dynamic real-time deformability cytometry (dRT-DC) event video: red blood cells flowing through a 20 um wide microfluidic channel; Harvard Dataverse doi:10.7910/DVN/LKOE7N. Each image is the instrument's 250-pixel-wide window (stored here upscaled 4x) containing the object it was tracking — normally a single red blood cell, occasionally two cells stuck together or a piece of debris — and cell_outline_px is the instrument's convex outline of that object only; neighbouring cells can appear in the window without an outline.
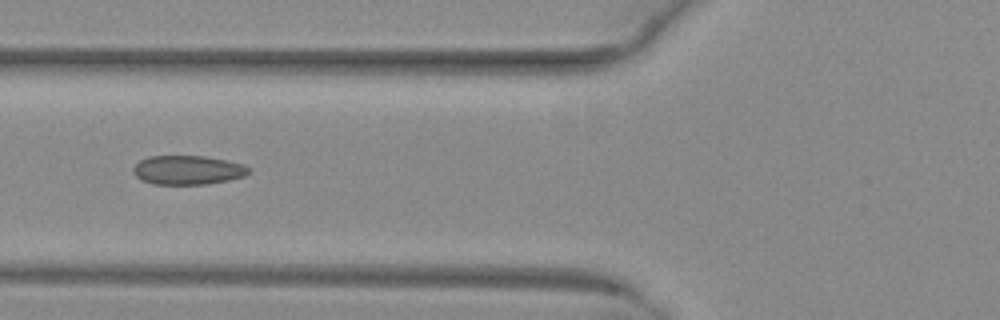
{"species": "common noctule bat (a hibernating species)", "species_latin": "Nyctalus noctula", "temperature_condition": "warm", "stored_images_in_passage": 31, "camera_frame_rate_fps": 3000, "um_per_image_px": 0.085, "animal": {"sex": "female", "body_mass_g": 29.2, "forearm_length_mm": 56.3}, "frame": {"image": 1, "passage_image": 6, "time_ms": 1.667, "image_size_px": [1000, 320], "cell_outline_px": [[248, 172], [244, 176], [228, 180], [208, 184], [152, 184], [140, 180], [132, 172], [132, 168], [140, 160], [148, 156], [204, 156], [244, 164], [248, 168]], "centroid_in_image_um": [15.9, 14.46], "position_along_channel_um": 109.9, "area_um2": 19.54}}
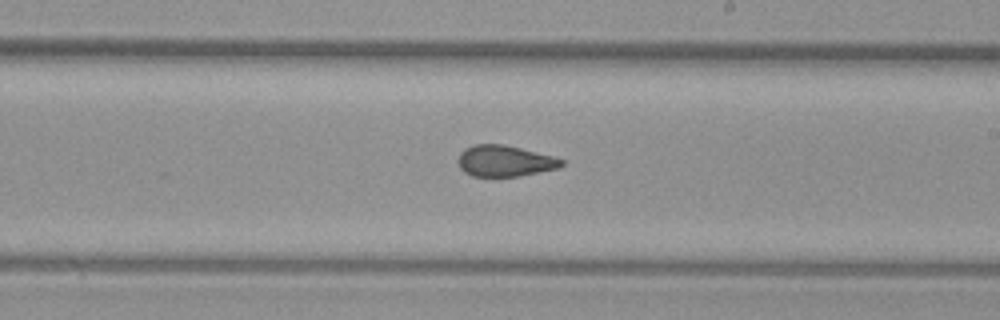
{"frame": {"image": 2, "passage_image": 16, "time_ms": 5.0, "image_size_px": [1000, 320], "cell_outline_px": [[564, 164], [560, 168], [520, 176], [472, 176], [464, 172], [460, 168], [456, 160], [460, 152], [464, 148], [472, 144], [504, 144], [556, 156], [564, 160]], "centroid_in_image_um": [42.91, 13.67], "position_along_channel_um": 246.1, "area_um2": 19.19}}
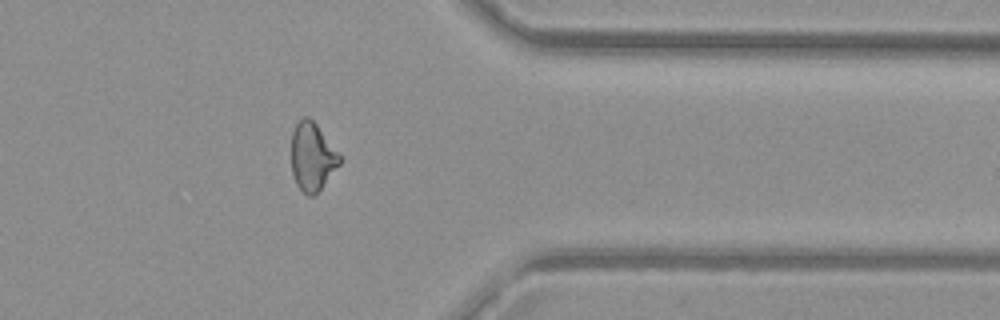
{"frame": {"image": 3, "passage_image": 27, "time_ms": 8.667, "image_size_px": [1000, 320], "cell_outline_px": [[340, 164], [320, 188], [312, 196], [308, 196], [296, 184], [292, 172], [292, 132], [296, 124], [304, 116], [308, 116], [316, 124], [340, 152]], "centroid_in_image_um": [26.55, 13.29], "position_along_channel_um": 384.9, "area_um2": 18.96}, "authors_computed_cell_mechanics": {"area_um2": 19.1896, "velocity_mm_per_s": 4.0825, "shape_relaxation_time_tau1_ms": null, "shape_relaxation_time_tau2_ms": 1.4503, "deformation_change_tau1": null, "deformation_change_tau2": 0.0765}}